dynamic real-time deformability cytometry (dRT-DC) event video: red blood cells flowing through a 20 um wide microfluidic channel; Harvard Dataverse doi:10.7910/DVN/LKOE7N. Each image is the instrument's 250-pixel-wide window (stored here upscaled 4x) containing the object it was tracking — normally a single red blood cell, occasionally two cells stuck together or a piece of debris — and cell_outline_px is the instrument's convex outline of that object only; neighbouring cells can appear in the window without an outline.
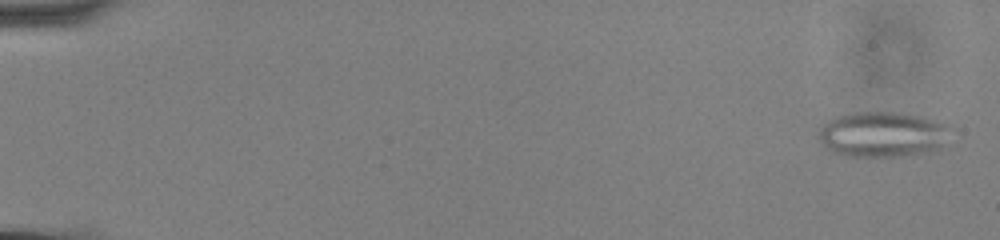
{"species": "common noctule bat (a hibernating species)", "species_latin": "Nyctalus noctula", "temperature_condition": "cold", "stored_images_in_passage": 38, "camera_frame_rate_fps": 3000, "um_per_image_px": 0.085, "animal": {"sex": "male", "body_mass_g": 13.0, "forearm_length_mm": 53.1}, "frame": {"image": 1, "passage_image": 2, "time_ms": 0.333, "image_size_px": [1000, 240], "cell_outline_px": [[944, 128], [940, 148], [932, 152], [912, 156], [848, 156], [832, 152], [820, 140], [820, 128], [828, 120], [836, 116], [856, 112], [896, 112], [924, 116], [936, 120], [944, 124]], "centroid_in_image_um": [74.96, 11.42], "position_along_channel_um": 10.0, "area_um2": 34.33}}
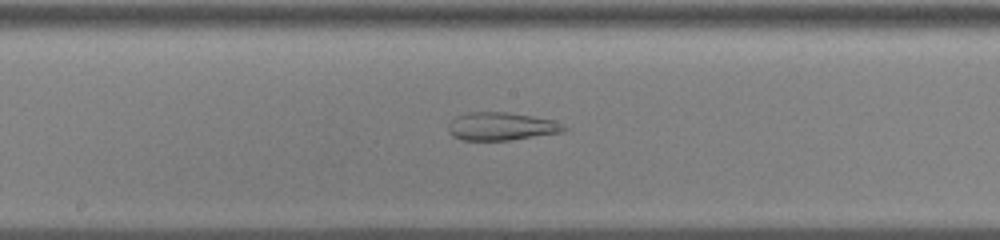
{"frame": {"image": 2, "passage_image": 32, "time_ms": 10.333, "image_size_px": [1000, 240], "cell_outline_px": [[568, 128], [560, 132], [512, 140], [464, 140], [452, 136], [448, 132], [448, 124], [456, 116], [468, 112], [508, 112], [556, 120]], "centroid_in_image_um": [42.59, 10.73], "position_along_channel_um": 205.6, "area_um2": 18.9}}
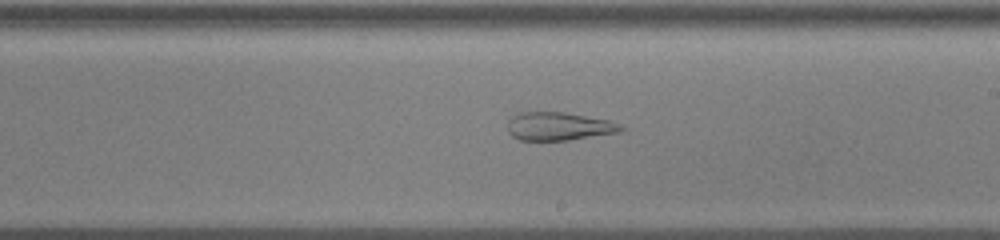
{"frame": {"image": 3, "passage_image": 35, "time_ms": 11.333, "image_size_px": [1000, 240], "cell_outline_px": [[624, 128], [620, 132], [568, 140], [520, 140], [512, 136], [508, 132], [508, 120], [512, 116], [520, 112], [564, 112], [608, 120], [620, 124]], "centroid_in_image_um": [47.47, 10.73], "position_along_channel_um": 241.5, "area_um2": 18.55}}